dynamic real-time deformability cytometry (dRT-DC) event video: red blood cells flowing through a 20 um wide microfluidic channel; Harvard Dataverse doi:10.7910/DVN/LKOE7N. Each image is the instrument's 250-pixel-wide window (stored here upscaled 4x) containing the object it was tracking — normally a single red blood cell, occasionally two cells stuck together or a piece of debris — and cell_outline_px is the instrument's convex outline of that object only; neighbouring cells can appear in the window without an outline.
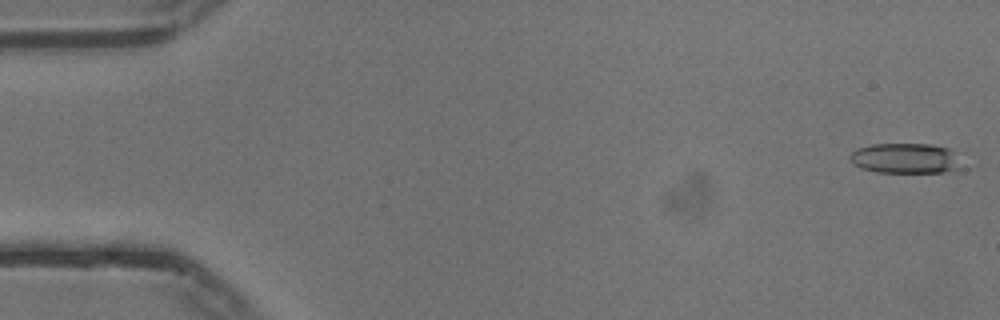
{"species": "common noctule bat (a hibernating species)", "species_latin": "Nyctalus noctula", "temperature_condition": "cold", "stored_images_in_passage": 55, "camera_frame_rate_fps": 3000, "um_per_image_px": 0.085, "animal": {"sex": "male", "body_mass_g": 13.3}, "frame": {"image": 1, "passage_image": 1, "time_ms": 0.0, "image_size_px": [1000, 320], "cell_outline_px": [[968, 168], [944, 172], [876, 172], [860, 168], [848, 156], [856, 148], [872, 144], [932, 144], [948, 148]], "centroid_in_image_um": [77.02, 13.46], "position_along_channel_um": 8.0, "area_um2": 19.88}}
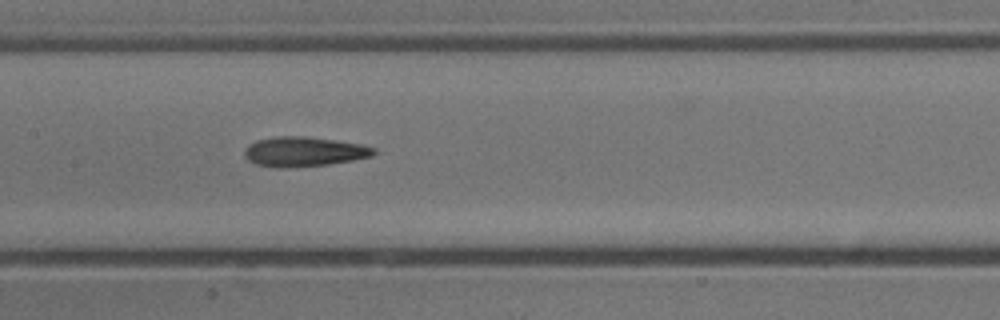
{"frame": {"image": 2, "passage_image": 26, "time_ms": 8.333, "image_size_px": [1000, 320], "cell_outline_px": [[376, 152], [372, 156], [352, 160], [328, 164], [288, 168], [276, 168], [256, 164], [248, 160], [244, 156], [244, 148], [248, 144], [256, 140], [276, 136], [304, 136], [336, 140], [360, 144], [376, 148]], "centroid_in_image_um": [25.79, 12.89], "position_along_channel_um": 181.6, "area_um2": 22.54}}
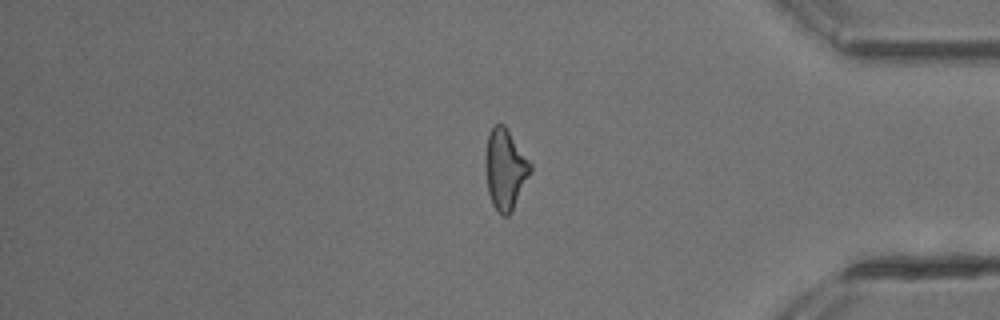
{"frame": {"image": 3, "passage_image": 45, "time_ms": 14.667, "image_size_px": [1000, 320], "cell_outline_px": [[532, 172], [512, 212], [508, 216], [500, 216], [492, 204], [488, 192], [484, 168], [484, 164], [488, 136], [492, 124], [504, 124], [532, 164]], "centroid_in_image_um": [42.94, 14.41], "position_along_channel_um": 392.3, "area_um2": 21.5}, "authors_computed_cell_mechanics": {"area_um2": 21.386, "velocity_mm_per_s": 3.7677, "shape_relaxation_time_tau1_ms": null, "shape_relaxation_time_tau2_ms": 3.9786, "deformation_change_tau1": null, "deformation_change_tau2": 0.1557}}